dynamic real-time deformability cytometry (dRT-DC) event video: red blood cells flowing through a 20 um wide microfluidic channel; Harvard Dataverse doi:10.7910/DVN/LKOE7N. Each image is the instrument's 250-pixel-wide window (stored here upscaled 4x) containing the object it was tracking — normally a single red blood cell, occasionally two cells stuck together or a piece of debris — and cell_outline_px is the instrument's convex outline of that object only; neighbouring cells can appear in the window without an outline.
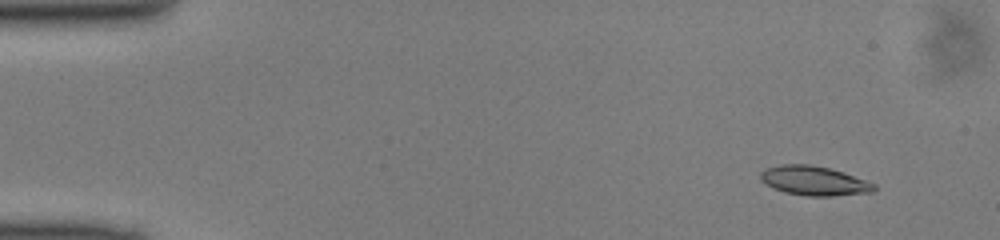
{"species": "common noctule bat (a hibernating species)", "species_latin": "Nyctalus noctula", "temperature_condition": "cold", "stored_images_in_passage": 50, "camera_frame_rate_fps": 3000, "um_per_image_px": 0.085, "animal": {"sex": "male", "body_mass_g": 13.0, "forearm_length_mm": 53.1}, "frame": {"image": 1, "passage_image": 5, "time_ms": 1.333, "image_size_px": [1000, 240], "cell_outline_px": [[876, 188], [872, 192], [832, 196], [804, 196], [784, 192], [760, 180], [760, 172], [768, 168], [780, 164], [812, 164], [828, 168], [876, 184]], "centroid_in_image_um": [69.18, 15.37], "position_along_channel_um": 15.8, "area_um2": 19.13}}
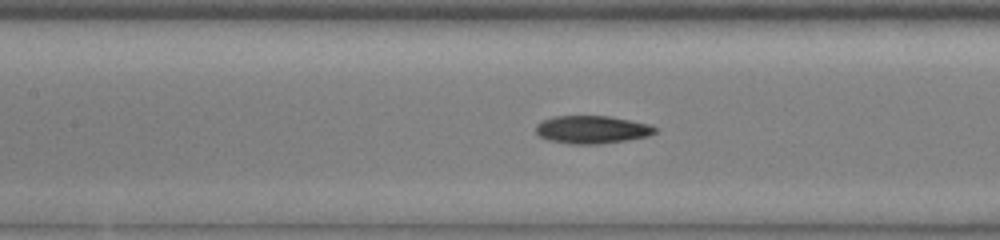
{"frame": {"image": 2, "passage_image": 23, "time_ms": 7.333, "image_size_px": [1000, 240], "cell_outline_px": [[660, 128], [656, 132], [648, 136], [600, 144], [572, 144], [548, 140], [540, 136], [536, 132], [536, 124], [552, 116], [608, 116], [652, 124]], "centroid_in_image_um": [50.35, 11.01], "position_along_channel_um": 157.0, "area_um2": 19.42}}
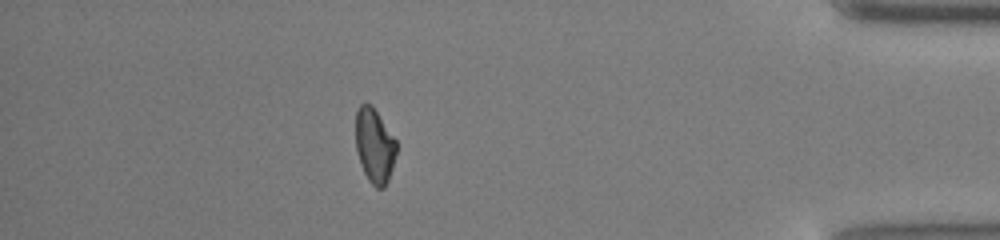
{"frame": {"image": 3, "passage_image": 44, "time_ms": 14.333, "image_size_px": [1000, 240], "cell_outline_px": [[396, 152], [392, 168], [388, 180], [384, 188], [376, 188], [368, 180], [360, 164], [356, 152], [356, 112], [360, 104], [372, 104], [396, 140]], "centroid_in_image_um": [31.82, 12.38], "position_along_channel_um": 403.4, "area_um2": 17.69}}